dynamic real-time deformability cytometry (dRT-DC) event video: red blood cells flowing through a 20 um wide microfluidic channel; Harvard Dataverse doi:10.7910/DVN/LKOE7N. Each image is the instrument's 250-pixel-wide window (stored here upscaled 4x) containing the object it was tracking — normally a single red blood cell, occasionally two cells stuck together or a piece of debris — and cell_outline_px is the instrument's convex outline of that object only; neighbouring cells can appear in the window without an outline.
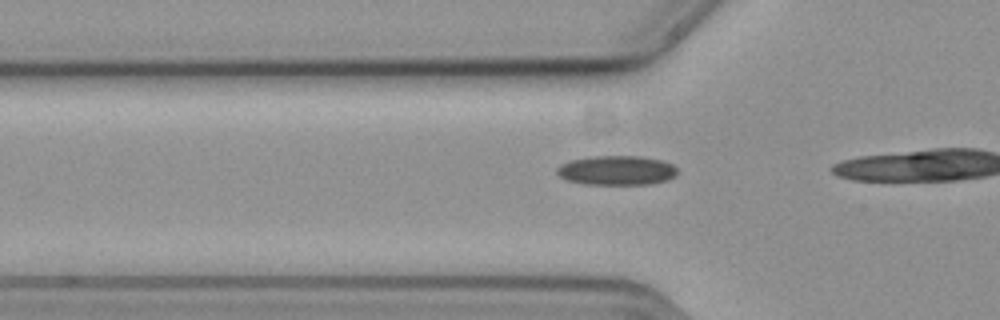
{"species": "common noctule bat (a hibernating species)", "species_latin": "Nyctalus noctula", "temperature_condition": "cold", "stored_images_in_passage": 17, "camera_frame_rate_fps": 3000, "um_per_image_px": 0.085, "animal": {"sex": "female", "body_mass_g": 19.3, "forearm_length_mm": 54.1}, "frame": {"image": 1, "passage_image": 12, "time_ms": 3.667, "image_size_px": [1000, 320], "cell_outline_px": [[676, 176], [668, 180], [652, 184], [584, 184], [568, 180], [560, 176], [556, 172], [556, 168], [560, 164], [572, 160], [592, 156], [640, 156], [664, 160], [672, 164], [676, 168]], "centroid_in_image_um": [52.44, 14.48], "position_along_channel_um": 73.4, "area_um2": 20.75}}
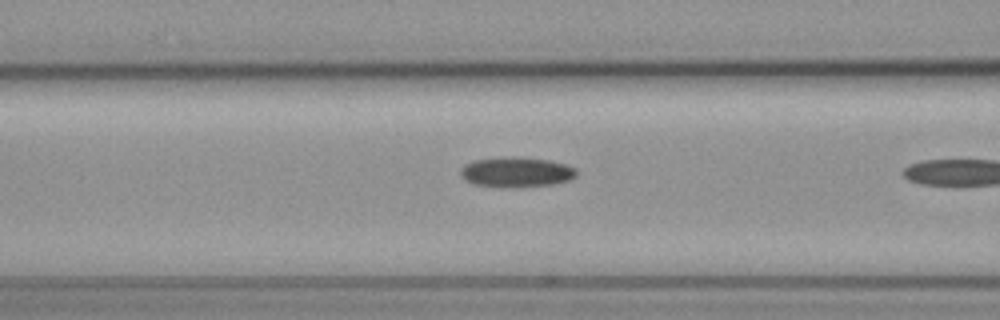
{"frame": {"image": 2, "passage_image": 16, "time_ms": 5.0, "image_size_px": [1000, 320], "cell_outline_px": [[576, 176], [568, 180], [552, 184], [512, 188], [508, 188], [472, 184], [464, 180], [460, 176], [460, 168], [464, 164], [476, 160], [512, 156], [520, 156], [548, 160], [564, 164], [576, 168]], "centroid_in_image_um": [43.84, 14.63], "position_along_channel_um": 122.8, "area_um2": 20.52}}